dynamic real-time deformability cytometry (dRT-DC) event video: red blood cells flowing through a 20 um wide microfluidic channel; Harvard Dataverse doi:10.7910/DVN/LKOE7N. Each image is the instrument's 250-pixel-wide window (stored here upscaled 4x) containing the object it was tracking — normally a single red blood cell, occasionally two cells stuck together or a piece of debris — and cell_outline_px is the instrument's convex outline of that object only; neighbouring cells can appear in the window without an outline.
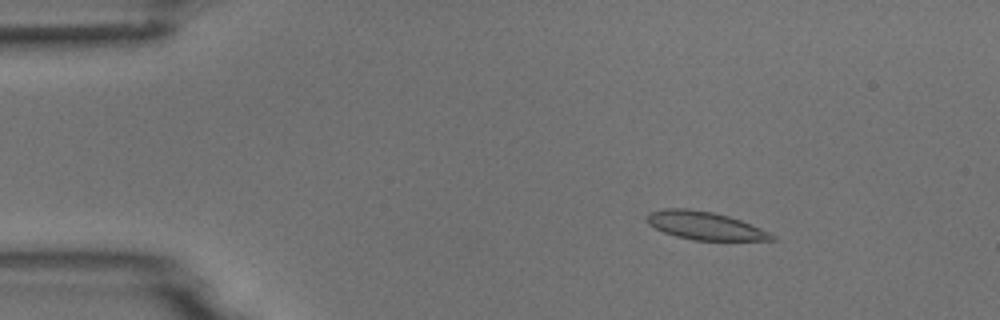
{"species": "common noctule bat (a hibernating species)", "species_latin": "Nyctalus noctula", "temperature_condition": "room temperature", "stored_images_in_passage": 46, "camera_frame_rate_fps": 3000, "um_per_image_px": 0.085, "animal": {"sex": "male", "body_mass_g": 18.8}, "frame": {"image": 1, "passage_image": 1, "time_ms": 0.0, "image_size_px": [1000, 320], "cell_outline_px": [[776, 240], [692, 240], [676, 236], [664, 232], [648, 224], [644, 220], [644, 216], [648, 212], [664, 208], [688, 208], [712, 212], [728, 216], [740, 220], [760, 228], [776, 236]], "centroid_in_image_um": [59.84, 19.17], "position_along_channel_um": 25.2, "area_um2": 20.46}}
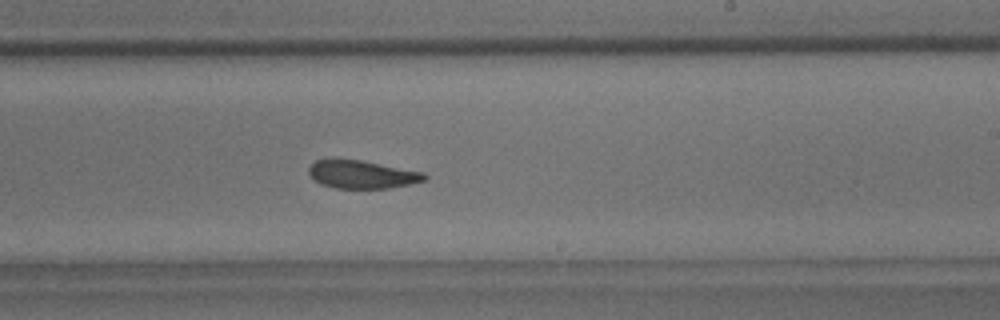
{"frame": {"image": 2, "passage_image": 25, "time_ms": 8.0, "image_size_px": [1000, 320], "cell_outline_px": [[428, 180], [388, 188], [336, 188], [320, 184], [308, 172], [308, 168], [316, 160], [336, 156], [360, 160], [424, 172], [428, 176]], "centroid_in_image_um": [30.74, 14.79], "position_along_channel_um": 258.3, "area_um2": 19.25}}
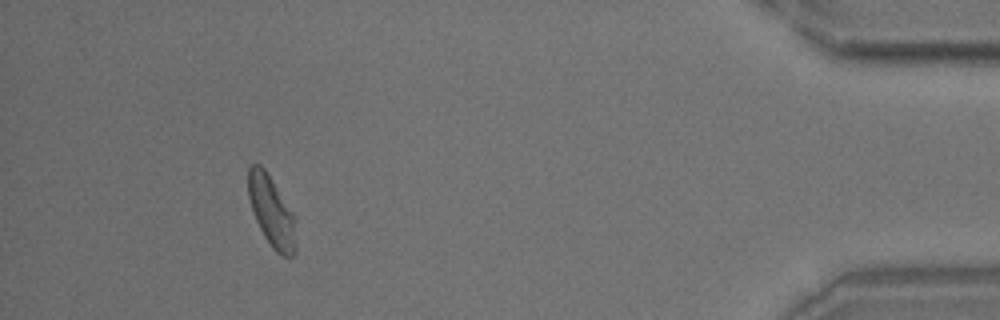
{"frame": {"image": 3, "passage_image": 42, "time_ms": 13.667, "image_size_px": [1000, 320], "cell_outline_px": [[296, 252], [292, 256], [280, 256], [272, 248], [264, 236], [256, 220], [248, 196], [248, 168], [252, 164], [260, 164], [264, 168], [296, 216]], "centroid_in_image_um": [23.11, 18.0], "position_along_channel_um": 412.1, "area_um2": 19.83}}